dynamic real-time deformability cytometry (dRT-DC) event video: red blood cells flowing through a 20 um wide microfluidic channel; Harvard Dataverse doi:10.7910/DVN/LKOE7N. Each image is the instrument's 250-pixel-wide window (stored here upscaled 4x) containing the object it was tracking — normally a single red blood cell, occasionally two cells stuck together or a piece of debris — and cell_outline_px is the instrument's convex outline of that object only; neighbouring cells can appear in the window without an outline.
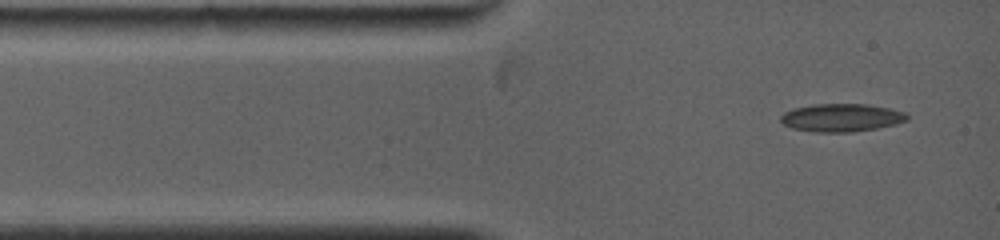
{"species": "common noctule bat (a hibernating species)", "species_latin": "Nyctalus noctula", "temperature_condition": "warm", "stored_images_in_passage": 5, "camera_frame_rate_fps": 5000, "um_per_image_px": 0.085, "animal": {"sex": "female", "body_mass_g": 19.0, "forearm_length_mm": 53.3}, "frame": {"image": 1, "passage_image": 1, "time_ms": 0.0, "image_size_px": [1000, 240], "cell_outline_px": [[908, 120], [896, 124], [876, 128], [848, 132], [816, 132], [792, 128], [784, 124], [780, 120], [780, 116], [784, 112], [792, 108], [816, 104], [868, 104], [908, 112]], "centroid_in_image_um": [71.53, 9.99], "position_along_channel_um": 13.5, "area_um2": 20.63}}
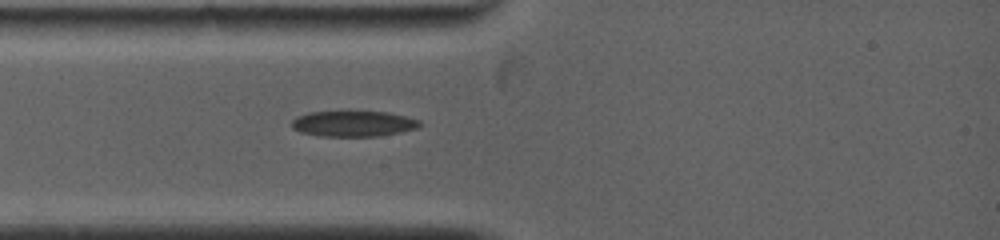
{"frame": {"image": 2, "passage_image": 5, "time_ms": 1.8, "image_size_px": [1000, 240], "cell_outline_px": [[420, 124], [416, 128], [400, 132], [376, 136], [320, 136], [300, 132], [292, 128], [292, 120], [296, 116], [308, 112], [388, 112], [420, 120]], "centroid_in_image_um": [29.99, 10.51], "position_along_channel_um": 55.0, "area_um2": 18.96}}